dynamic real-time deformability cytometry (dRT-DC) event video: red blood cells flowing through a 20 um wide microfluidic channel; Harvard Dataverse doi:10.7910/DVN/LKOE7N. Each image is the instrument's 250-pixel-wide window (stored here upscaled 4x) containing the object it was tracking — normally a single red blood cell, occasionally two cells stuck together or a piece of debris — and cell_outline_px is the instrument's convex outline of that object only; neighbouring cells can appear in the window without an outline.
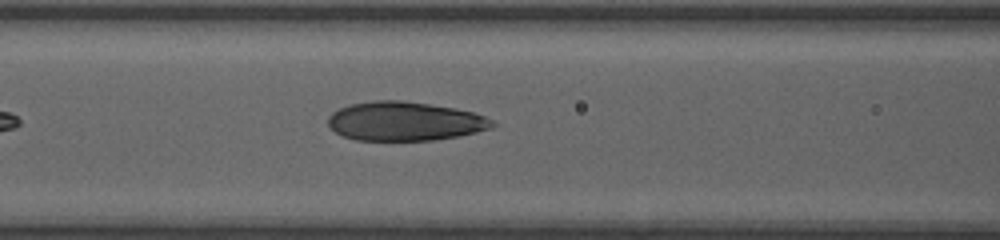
{"species": "human", "species_latin": "Homo sapiens", "temperature_condition": "room temperature", "stored_images_in_passage": 29, "camera_frame_rate_fps": 3000, "um_per_image_px": 0.085, "donor": {"sex": "female"}, "frame": {"image": 1, "passage_image": 7, "time_ms": 2.0, "image_size_px": [1000, 240], "cell_outline_px": [[500, 124], [492, 128], [460, 136], [432, 140], [356, 140], [344, 136], [336, 132], [328, 124], [328, 116], [332, 112], [340, 108], [352, 104], [372, 100], [404, 100], [452, 108], [472, 112], [484, 116]], "centroid_in_image_um": [34.42, 10.31], "position_along_channel_um": 132.2, "area_um2": 37.28}}
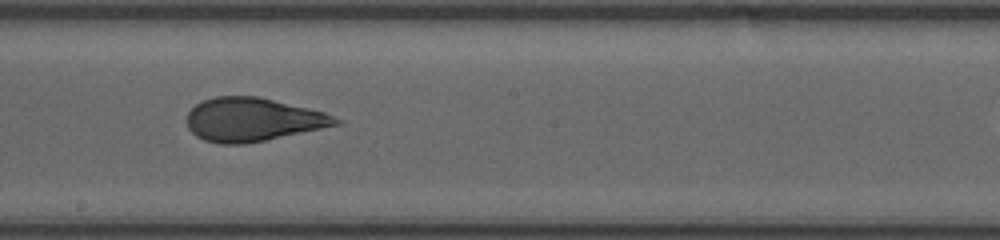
{"frame": {"image": 2, "passage_image": 14, "time_ms": 4.333, "image_size_px": [1000, 240], "cell_outline_px": [[344, 124], [244, 144], [220, 144], [204, 140], [196, 136], [188, 128], [188, 112], [196, 104], [204, 100], [216, 96], [256, 96], [308, 108], [324, 112], [344, 120]], "centroid_in_image_um": [21.51, 10.17], "position_along_channel_um": 226.7, "area_um2": 37.63}}
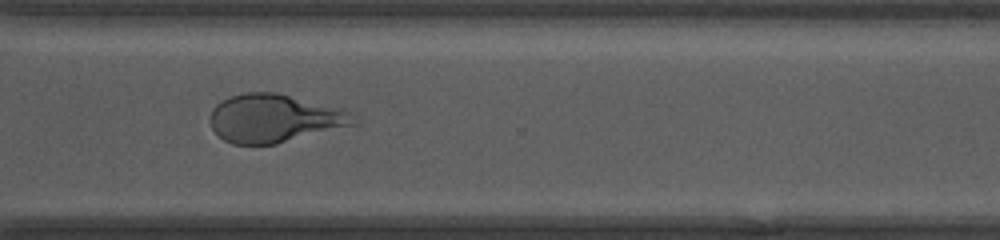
{"frame": {"image": 3, "passage_image": 23, "time_ms": 7.333, "image_size_px": [1000, 240], "cell_outline_px": [[356, 124], [276, 144], [232, 144], [224, 140], [212, 128], [208, 116], [212, 108], [220, 100], [244, 92], [276, 92], [348, 112]], "centroid_in_image_um": [23.19, 10.07], "position_along_channel_um": 347.4, "area_um2": 39.54}}